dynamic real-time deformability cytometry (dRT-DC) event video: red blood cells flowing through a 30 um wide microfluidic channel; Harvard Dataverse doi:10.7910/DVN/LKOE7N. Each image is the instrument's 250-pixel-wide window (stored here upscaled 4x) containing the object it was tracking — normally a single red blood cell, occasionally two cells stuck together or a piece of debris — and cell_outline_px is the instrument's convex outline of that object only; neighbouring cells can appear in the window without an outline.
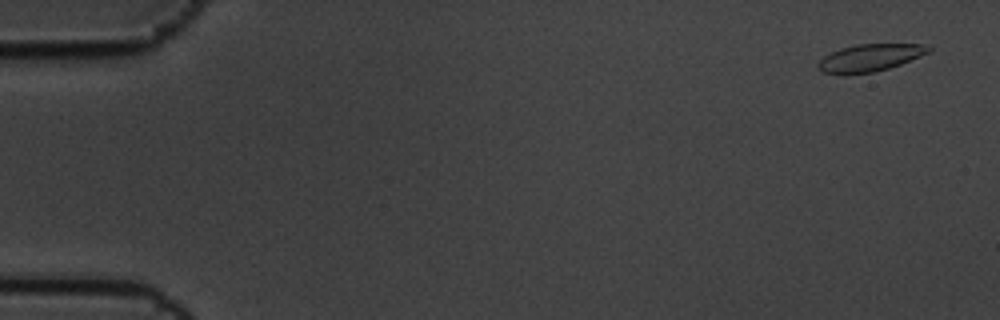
{"species": "common noctule bat (a hibernating species)", "species_latin": "Nyctalus noctula", "temperature_condition": "cold", "stored_images_in_passage": 6, "camera_frame_rate_fps": 3000, "um_per_image_px": 0.085, "animal": {"sex": "male", "body_mass_g": 19.5, "forearm_length_mm": 54.6}, "frame": {"image": 1, "passage_image": 1, "time_ms": 0.0, "image_size_px": [1000, 320], "cell_outline_px": [[932, 52], [900, 64], [888, 68], [872, 72], [820, 72], [816, 68], [816, 64], [824, 56], [840, 48], [856, 44], [924, 44], [932, 48]], "centroid_in_image_um": [73.98, 4.87], "position_along_channel_um": 11.0, "area_um2": 17.22}}
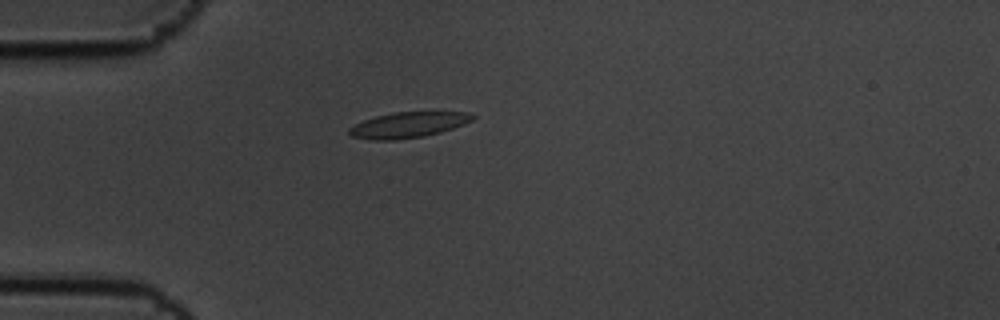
{"frame": {"image": 2, "passage_image": 5, "time_ms": 1.333, "image_size_px": [1000, 320], "cell_outline_px": [[476, 116], [472, 120], [464, 124], [440, 132], [424, 136], [396, 140], [368, 140], [352, 136], [348, 132], [348, 128], [364, 120], [376, 116], [392, 112], [468, 112]], "centroid_in_image_um": [34.67, 10.62], "position_along_channel_um": 50.3, "area_um2": 18.38}}